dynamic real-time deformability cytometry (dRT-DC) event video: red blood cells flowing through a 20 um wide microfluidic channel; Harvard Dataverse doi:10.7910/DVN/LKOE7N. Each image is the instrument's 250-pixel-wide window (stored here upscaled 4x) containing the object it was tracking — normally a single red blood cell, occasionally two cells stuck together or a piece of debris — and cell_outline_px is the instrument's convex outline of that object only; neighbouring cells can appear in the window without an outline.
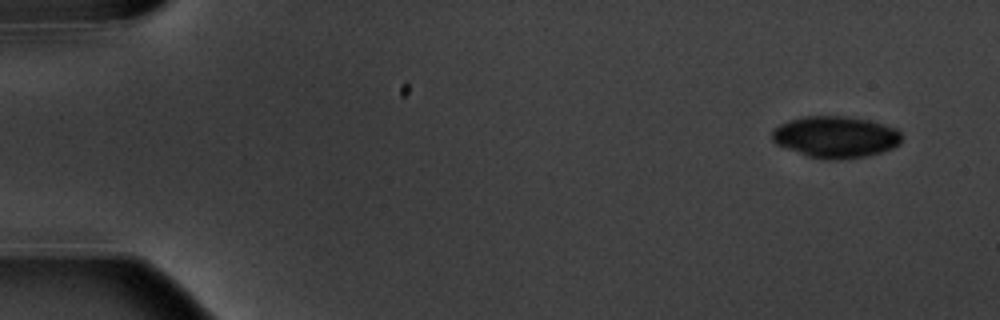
{"species": "common noctule bat (a hibernating species)", "species_latin": "Nyctalus noctula", "temperature_condition": "warm", "stored_images_in_passage": 5, "camera_frame_rate_fps": 3000, "um_per_image_px": 0.085, "animal": {"sex": "male", "body_mass_g": 20.1, "forearm_length_mm": 53.5}, "frame": {"image": 1, "passage_image": 1, "time_ms": 0.0, "image_size_px": [1000, 320], "cell_outline_px": [[900, 144], [892, 148], [880, 152], [864, 156], [828, 160], [808, 156], [776, 144], [772, 140], [772, 132], [780, 124], [804, 116], [848, 116], [872, 120], [896, 128], [900, 132]], "centroid_in_image_um": [71.04, 11.62], "position_along_channel_um": 14.0, "area_um2": 31.15}}